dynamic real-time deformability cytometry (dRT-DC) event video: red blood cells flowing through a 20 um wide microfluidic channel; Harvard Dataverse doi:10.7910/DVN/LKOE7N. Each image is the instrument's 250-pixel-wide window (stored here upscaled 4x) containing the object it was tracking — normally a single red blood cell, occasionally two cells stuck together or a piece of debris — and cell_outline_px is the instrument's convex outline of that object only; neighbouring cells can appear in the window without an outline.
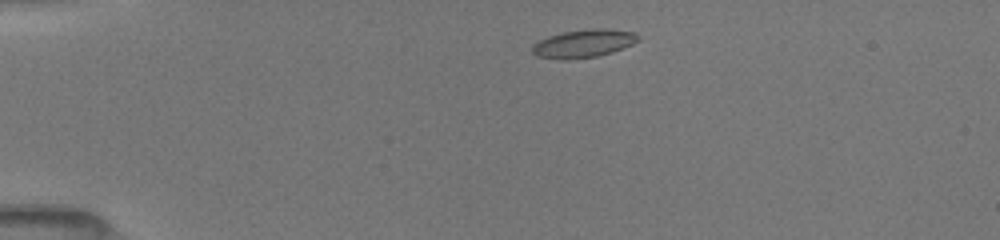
{"species": "common noctule bat (a hibernating species)", "species_latin": "Nyctalus noctula", "temperature_condition": "room temperature", "stored_images_in_passage": 10, "camera_frame_rate_fps": 3000, "um_per_image_px": 0.085, "animal": {"sex": "female", "body_mass_g": 19.5, "forearm_length_mm": 54.1}, "frame": {"image": 1, "passage_image": 2, "time_ms": 0.667, "image_size_px": [1000, 240], "cell_outline_px": [[640, 40], [632, 44], [612, 52], [596, 56], [564, 60], [560, 60], [536, 56], [532, 52], [532, 44], [548, 36], [560, 32], [592, 28], [604, 28], [636, 32], [640, 36]], "centroid_in_image_um": [49.6, 3.69], "position_along_channel_um": 35.4, "area_um2": 17.51}}
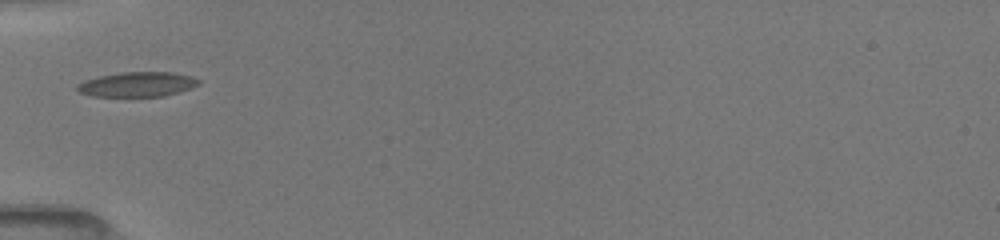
{"frame": {"image": 2, "passage_image": 7, "time_ms": 3.0, "image_size_px": [1000, 240], "cell_outline_px": [[200, 84], [180, 92], [164, 96], [92, 96], [80, 92], [76, 88], [76, 84], [84, 80], [96, 76], [120, 72], [176, 72], [192, 76], [200, 80]], "centroid_in_image_um": [11.68, 7.16], "position_along_channel_um": 73.3, "area_um2": 17.74}}
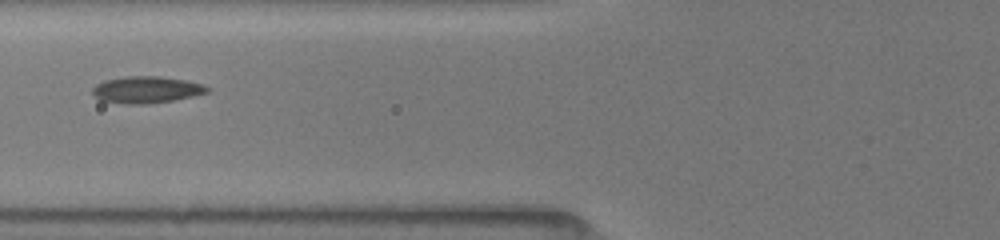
{"frame": {"image": 3, "passage_image": 9, "time_ms": 4.0, "image_size_px": [1000, 240], "cell_outline_px": [[212, 88], [208, 92], [192, 96], [172, 100], [148, 104], [124, 104], [100, 100], [92, 92], [92, 88], [96, 84], [104, 80], [124, 76], [160, 76], [188, 80], [204, 84]], "centroid_in_image_um": [12.47, 7.61], "position_along_channel_um": 113.3, "area_um2": 18.09}}